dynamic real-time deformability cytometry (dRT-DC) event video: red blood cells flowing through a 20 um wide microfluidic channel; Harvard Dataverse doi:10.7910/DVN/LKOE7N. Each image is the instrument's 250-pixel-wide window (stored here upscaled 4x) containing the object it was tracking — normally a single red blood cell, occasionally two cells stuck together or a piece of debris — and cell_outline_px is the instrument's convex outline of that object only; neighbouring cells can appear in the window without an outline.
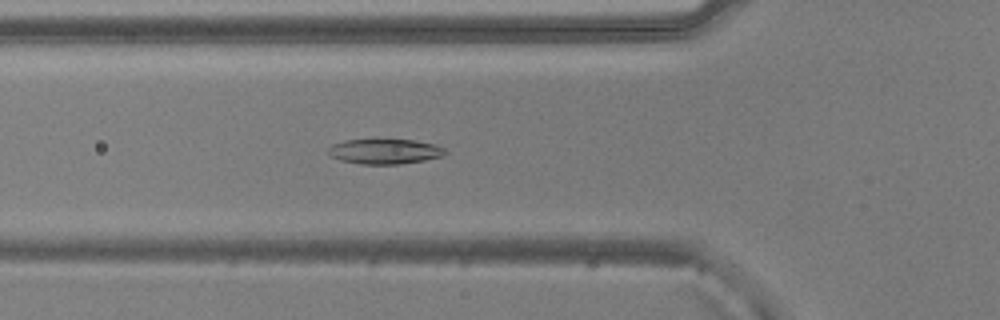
{"species": "common noctule bat (a hibernating species)", "species_latin": "Nyctalus noctula", "temperature_condition": "warm", "stored_images_in_passage": 52, "camera_frame_rate_fps": 3000, "um_per_image_px": 0.085, "animal": {"sex": "male", "body_mass_g": 20.5, "forearm_length_mm": 52.5}, "frame": {"image": 1, "passage_image": 18, "time_ms": 5.667, "image_size_px": [1000, 320], "cell_outline_px": [[448, 152], [444, 156], [424, 160], [400, 164], [360, 164], [340, 160], [332, 156], [328, 152], [328, 148], [332, 144], [344, 140], [372, 136], [376, 136], [416, 140], [436, 144], [444, 148]], "centroid_in_image_um": [32.7, 12.8], "position_along_channel_um": 93.1, "area_um2": 18.21}}
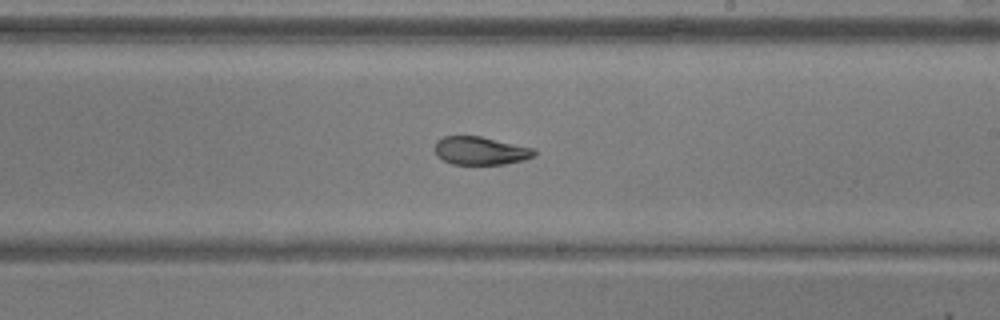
{"frame": {"image": 2, "passage_image": 30, "time_ms": 9.667, "image_size_px": [1000, 320], "cell_outline_px": [[536, 156], [524, 160], [504, 164], [452, 164], [436, 156], [436, 140], [444, 136], [480, 136], [532, 148], [536, 152]], "centroid_in_image_um": [40.84, 12.81], "position_along_channel_um": 248.2, "area_um2": 16.18}}
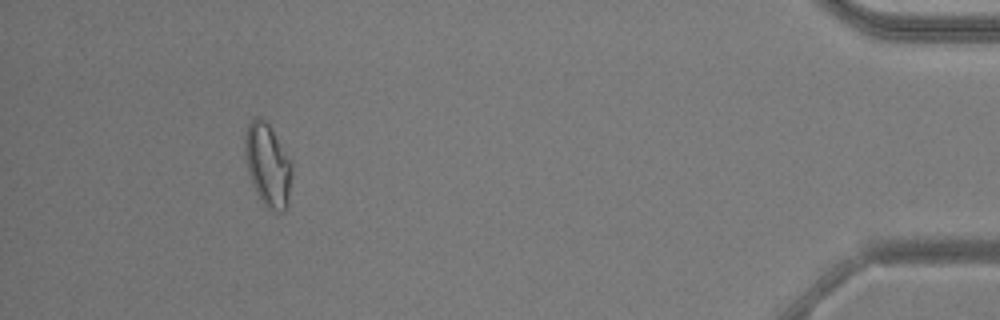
{"frame": {"image": 3, "passage_image": 48, "time_ms": 15.667, "image_size_px": [1000, 320], "cell_outline_px": [[292, 172], [288, 204], [284, 212], [280, 212], [268, 208], [260, 200], [252, 184], [248, 172], [244, 156], [244, 140], [248, 124], [256, 116], [260, 116], [268, 124], [292, 164]], "centroid_in_image_um": [22.74, 14.05], "position_along_channel_um": 412.5, "area_um2": 22.54}, "authors_computed_cell_mechanics": {"area_um2": 18.5538, "velocity_mm_per_s": 3.8613, "shape_relaxation_time_tau1_ms": null, "shape_relaxation_time_tau2_ms": 2.6451, "deformation_change_tau1": null, "deformation_change_tau2": 0.0939}}